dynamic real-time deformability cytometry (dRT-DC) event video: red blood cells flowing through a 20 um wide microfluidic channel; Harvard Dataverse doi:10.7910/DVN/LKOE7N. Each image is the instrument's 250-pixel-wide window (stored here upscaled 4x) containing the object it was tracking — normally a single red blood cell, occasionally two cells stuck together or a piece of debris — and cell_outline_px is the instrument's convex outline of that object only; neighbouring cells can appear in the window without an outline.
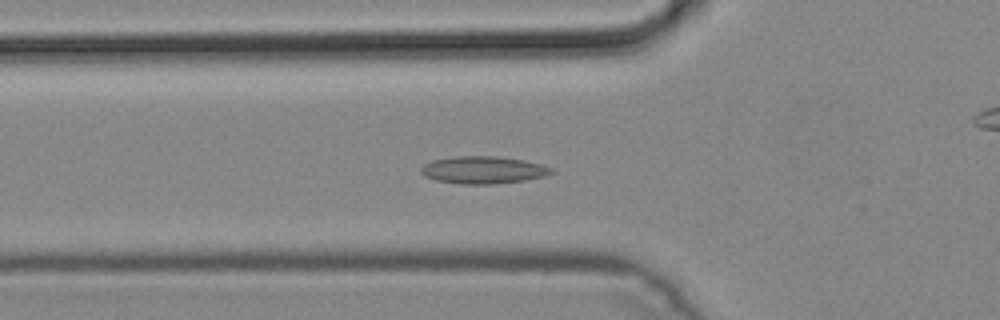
{"species": "common noctule bat (a hibernating species)", "species_latin": "Nyctalus noctula", "temperature_condition": "cold", "stored_images_in_passage": 50, "camera_frame_rate_fps": 3000, "um_per_image_px": 0.085, "animal": {"sex": "male", "body_mass_g": 19.2, "forearm_length_mm": 51.8}, "frame": {"image": 1, "passage_image": 17, "time_ms": 5.333, "image_size_px": [1000, 320], "cell_outline_px": [[556, 172], [544, 176], [524, 180], [492, 184], [460, 184], [436, 180], [424, 176], [420, 172], [420, 168], [424, 164], [432, 160], [456, 156], [496, 156], [524, 160], [540, 164], [552, 168]], "centroid_in_image_um": [41.05, 14.44], "position_along_channel_um": 84.7, "area_um2": 20.81}}
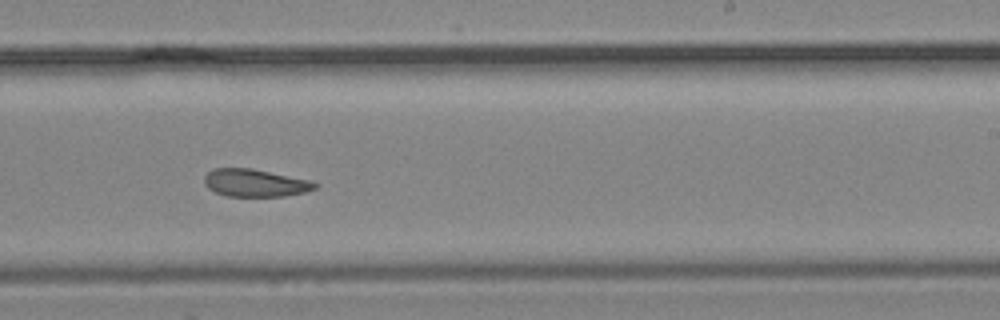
{"frame": {"image": 2, "passage_image": 30, "time_ms": 9.667, "image_size_px": [1000, 320], "cell_outline_px": [[320, 184], [316, 188], [304, 192], [284, 196], [228, 196], [216, 192], [208, 188], [204, 184], [204, 176], [212, 168], [252, 168], [312, 180]], "centroid_in_image_um": [21.7, 15.54], "position_along_channel_um": 267.3, "area_um2": 17.92}}
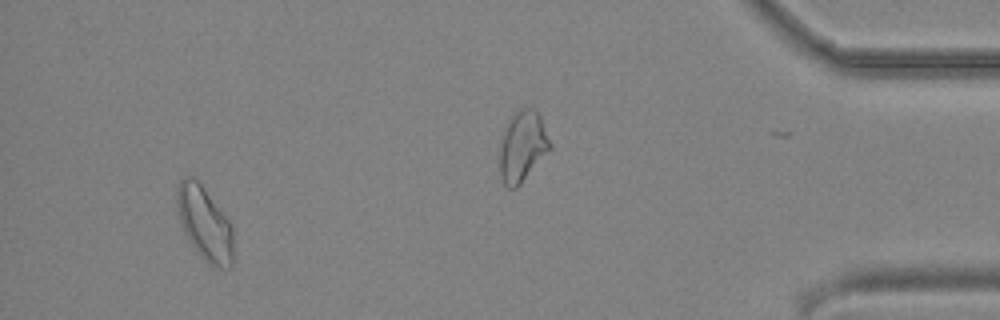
{"frame": {"image": 3, "passage_image": 46, "time_ms": 15.0, "image_size_px": [1000, 320], "cell_outline_px": [[232, 268], [212, 268], [200, 256], [184, 232], [180, 220], [176, 204], [176, 192], [180, 180], [184, 176], [192, 176], [200, 184], [232, 224]], "centroid_in_image_um": [17.39, 19.02], "position_along_channel_um": 417.8, "area_um2": 24.04}}